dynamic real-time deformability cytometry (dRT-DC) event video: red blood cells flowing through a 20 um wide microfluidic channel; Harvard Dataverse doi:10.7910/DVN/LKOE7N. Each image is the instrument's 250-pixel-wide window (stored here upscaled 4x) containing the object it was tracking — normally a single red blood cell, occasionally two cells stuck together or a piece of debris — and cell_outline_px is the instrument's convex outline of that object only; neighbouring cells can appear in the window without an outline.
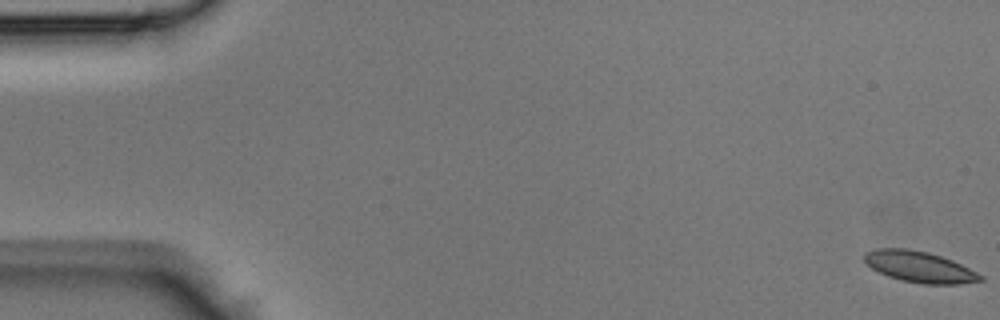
{"species": "Egyptian fruit bat (a non-hibernating species)", "species_latin": "Rousettus aegyptiacus", "temperature_condition": "room temperature", "stored_images_in_passage": 13, "camera_frame_rate_fps": 3000, "um_per_image_px": 0.085, "animal": {"sex": "male"}, "frame": {"image": 1, "passage_image": 1, "time_ms": 0.0, "image_size_px": [1000, 320], "cell_outline_px": [[984, 280], [960, 284], [924, 284], [900, 280], [888, 276], [872, 268], [864, 260], [864, 252], [876, 248], [908, 248], [928, 252], [952, 260], [984, 276]], "centroid_in_image_um": [78.15, 22.68], "position_along_channel_um": 6.9, "area_um2": 20.98}}